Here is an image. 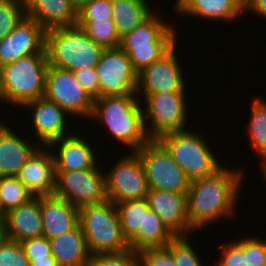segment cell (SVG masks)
Instances as JSON below:
<instances>
[{"label": "cell", "mask_w": 266, "mask_h": 266, "mask_svg": "<svg viewBox=\"0 0 266 266\" xmlns=\"http://www.w3.org/2000/svg\"><path fill=\"white\" fill-rule=\"evenodd\" d=\"M43 236L48 239L74 230L79 225V209L63 198L40 196Z\"/></svg>", "instance_id": "cell-21"}, {"label": "cell", "mask_w": 266, "mask_h": 266, "mask_svg": "<svg viewBox=\"0 0 266 266\" xmlns=\"http://www.w3.org/2000/svg\"><path fill=\"white\" fill-rule=\"evenodd\" d=\"M176 44L159 60L147 66L137 75L136 94L186 92V80L176 55Z\"/></svg>", "instance_id": "cell-14"}, {"label": "cell", "mask_w": 266, "mask_h": 266, "mask_svg": "<svg viewBox=\"0 0 266 266\" xmlns=\"http://www.w3.org/2000/svg\"><path fill=\"white\" fill-rule=\"evenodd\" d=\"M221 247L223 250L215 266H246L245 238L226 242Z\"/></svg>", "instance_id": "cell-35"}, {"label": "cell", "mask_w": 266, "mask_h": 266, "mask_svg": "<svg viewBox=\"0 0 266 266\" xmlns=\"http://www.w3.org/2000/svg\"><path fill=\"white\" fill-rule=\"evenodd\" d=\"M262 168H261V170H262V172L261 173H263L262 175V178H264V180H266V161L265 162H263V163H261V165H260ZM266 182V181H265Z\"/></svg>", "instance_id": "cell-46"}, {"label": "cell", "mask_w": 266, "mask_h": 266, "mask_svg": "<svg viewBox=\"0 0 266 266\" xmlns=\"http://www.w3.org/2000/svg\"><path fill=\"white\" fill-rule=\"evenodd\" d=\"M80 85L94 98H99V81L94 67L73 71Z\"/></svg>", "instance_id": "cell-41"}, {"label": "cell", "mask_w": 266, "mask_h": 266, "mask_svg": "<svg viewBox=\"0 0 266 266\" xmlns=\"http://www.w3.org/2000/svg\"><path fill=\"white\" fill-rule=\"evenodd\" d=\"M250 111L248 140L263 163L266 161V100L256 96L251 103Z\"/></svg>", "instance_id": "cell-29"}, {"label": "cell", "mask_w": 266, "mask_h": 266, "mask_svg": "<svg viewBox=\"0 0 266 266\" xmlns=\"http://www.w3.org/2000/svg\"><path fill=\"white\" fill-rule=\"evenodd\" d=\"M202 137L188 129L158 139L190 181L211 176L223 167Z\"/></svg>", "instance_id": "cell-7"}, {"label": "cell", "mask_w": 266, "mask_h": 266, "mask_svg": "<svg viewBox=\"0 0 266 266\" xmlns=\"http://www.w3.org/2000/svg\"><path fill=\"white\" fill-rule=\"evenodd\" d=\"M123 236L129 242L138 232H144L145 213L150 210L147 199L128 200L116 204Z\"/></svg>", "instance_id": "cell-28"}, {"label": "cell", "mask_w": 266, "mask_h": 266, "mask_svg": "<svg viewBox=\"0 0 266 266\" xmlns=\"http://www.w3.org/2000/svg\"><path fill=\"white\" fill-rule=\"evenodd\" d=\"M154 12L147 20L121 37L120 48L127 53L134 71L138 74L159 60L178 39L174 26L160 19Z\"/></svg>", "instance_id": "cell-6"}, {"label": "cell", "mask_w": 266, "mask_h": 266, "mask_svg": "<svg viewBox=\"0 0 266 266\" xmlns=\"http://www.w3.org/2000/svg\"><path fill=\"white\" fill-rule=\"evenodd\" d=\"M6 240V233L3 224L0 226V246Z\"/></svg>", "instance_id": "cell-45"}, {"label": "cell", "mask_w": 266, "mask_h": 266, "mask_svg": "<svg viewBox=\"0 0 266 266\" xmlns=\"http://www.w3.org/2000/svg\"><path fill=\"white\" fill-rule=\"evenodd\" d=\"M79 225L90 255L117 254L130 249L117 207L110 200L79 208Z\"/></svg>", "instance_id": "cell-4"}, {"label": "cell", "mask_w": 266, "mask_h": 266, "mask_svg": "<svg viewBox=\"0 0 266 266\" xmlns=\"http://www.w3.org/2000/svg\"><path fill=\"white\" fill-rule=\"evenodd\" d=\"M246 266H266V240L245 238Z\"/></svg>", "instance_id": "cell-39"}, {"label": "cell", "mask_w": 266, "mask_h": 266, "mask_svg": "<svg viewBox=\"0 0 266 266\" xmlns=\"http://www.w3.org/2000/svg\"><path fill=\"white\" fill-rule=\"evenodd\" d=\"M76 25L82 28L88 37L104 49H113L120 46L121 38L116 31L113 19L77 21Z\"/></svg>", "instance_id": "cell-30"}, {"label": "cell", "mask_w": 266, "mask_h": 266, "mask_svg": "<svg viewBox=\"0 0 266 266\" xmlns=\"http://www.w3.org/2000/svg\"><path fill=\"white\" fill-rule=\"evenodd\" d=\"M45 33L46 30L37 21L25 16L0 40V66L13 63L22 57L46 54Z\"/></svg>", "instance_id": "cell-15"}, {"label": "cell", "mask_w": 266, "mask_h": 266, "mask_svg": "<svg viewBox=\"0 0 266 266\" xmlns=\"http://www.w3.org/2000/svg\"><path fill=\"white\" fill-rule=\"evenodd\" d=\"M39 147L26 142L0 119V177L15 176Z\"/></svg>", "instance_id": "cell-23"}, {"label": "cell", "mask_w": 266, "mask_h": 266, "mask_svg": "<svg viewBox=\"0 0 266 266\" xmlns=\"http://www.w3.org/2000/svg\"><path fill=\"white\" fill-rule=\"evenodd\" d=\"M70 1L71 4L74 6V8L78 11L91 0H70Z\"/></svg>", "instance_id": "cell-44"}, {"label": "cell", "mask_w": 266, "mask_h": 266, "mask_svg": "<svg viewBox=\"0 0 266 266\" xmlns=\"http://www.w3.org/2000/svg\"><path fill=\"white\" fill-rule=\"evenodd\" d=\"M24 0H0V40L25 17Z\"/></svg>", "instance_id": "cell-32"}, {"label": "cell", "mask_w": 266, "mask_h": 266, "mask_svg": "<svg viewBox=\"0 0 266 266\" xmlns=\"http://www.w3.org/2000/svg\"><path fill=\"white\" fill-rule=\"evenodd\" d=\"M20 244L29 261L52 256L49 239L45 236L27 239L20 242Z\"/></svg>", "instance_id": "cell-40"}, {"label": "cell", "mask_w": 266, "mask_h": 266, "mask_svg": "<svg viewBox=\"0 0 266 266\" xmlns=\"http://www.w3.org/2000/svg\"><path fill=\"white\" fill-rule=\"evenodd\" d=\"M140 266H176L171 256L170 243L164 247H150L138 252Z\"/></svg>", "instance_id": "cell-38"}, {"label": "cell", "mask_w": 266, "mask_h": 266, "mask_svg": "<svg viewBox=\"0 0 266 266\" xmlns=\"http://www.w3.org/2000/svg\"><path fill=\"white\" fill-rule=\"evenodd\" d=\"M149 207L163 225L176 237L194 231L187 215V193H175L149 188L146 197Z\"/></svg>", "instance_id": "cell-17"}, {"label": "cell", "mask_w": 266, "mask_h": 266, "mask_svg": "<svg viewBox=\"0 0 266 266\" xmlns=\"http://www.w3.org/2000/svg\"><path fill=\"white\" fill-rule=\"evenodd\" d=\"M34 197L15 176L0 177V201L4 213L28 203Z\"/></svg>", "instance_id": "cell-31"}, {"label": "cell", "mask_w": 266, "mask_h": 266, "mask_svg": "<svg viewBox=\"0 0 266 266\" xmlns=\"http://www.w3.org/2000/svg\"><path fill=\"white\" fill-rule=\"evenodd\" d=\"M94 68L99 81V97L136 94L138 74L120 47L105 49Z\"/></svg>", "instance_id": "cell-13"}, {"label": "cell", "mask_w": 266, "mask_h": 266, "mask_svg": "<svg viewBox=\"0 0 266 266\" xmlns=\"http://www.w3.org/2000/svg\"><path fill=\"white\" fill-rule=\"evenodd\" d=\"M0 266H29L21 244L7 239L0 246Z\"/></svg>", "instance_id": "cell-36"}, {"label": "cell", "mask_w": 266, "mask_h": 266, "mask_svg": "<svg viewBox=\"0 0 266 266\" xmlns=\"http://www.w3.org/2000/svg\"><path fill=\"white\" fill-rule=\"evenodd\" d=\"M105 174L106 196L115 205L128 200H141L149 190L145 171L138 154L123 155Z\"/></svg>", "instance_id": "cell-12"}, {"label": "cell", "mask_w": 266, "mask_h": 266, "mask_svg": "<svg viewBox=\"0 0 266 266\" xmlns=\"http://www.w3.org/2000/svg\"><path fill=\"white\" fill-rule=\"evenodd\" d=\"M185 95V92L142 95L144 97V102H141L144 127L150 140H158L170 132L188 130L186 120L189 114ZM149 119L150 123L147 127Z\"/></svg>", "instance_id": "cell-8"}, {"label": "cell", "mask_w": 266, "mask_h": 266, "mask_svg": "<svg viewBox=\"0 0 266 266\" xmlns=\"http://www.w3.org/2000/svg\"><path fill=\"white\" fill-rule=\"evenodd\" d=\"M88 266H140L138 252L131 249L117 254L91 255Z\"/></svg>", "instance_id": "cell-34"}, {"label": "cell", "mask_w": 266, "mask_h": 266, "mask_svg": "<svg viewBox=\"0 0 266 266\" xmlns=\"http://www.w3.org/2000/svg\"><path fill=\"white\" fill-rule=\"evenodd\" d=\"M174 237L160 217L150 209L145 213L144 232H138L128 243L131 250L139 252L150 247L167 246Z\"/></svg>", "instance_id": "cell-27"}, {"label": "cell", "mask_w": 266, "mask_h": 266, "mask_svg": "<svg viewBox=\"0 0 266 266\" xmlns=\"http://www.w3.org/2000/svg\"><path fill=\"white\" fill-rule=\"evenodd\" d=\"M44 97L56 103L69 116H84L90 119L94 98L80 85L73 71L48 65Z\"/></svg>", "instance_id": "cell-11"}, {"label": "cell", "mask_w": 266, "mask_h": 266, "mask_svg": "<svg viewBox=\"0 0 266 266\" xmlns=\"http://www.w3.org/2000/svg\"><path fill=\"white\" fill-rule=\"evenodd\" d=\"M5 213L2 210L1 201H0V217L3 219Z\"/></svg>", "instance_id": "cell-47"}, {"label": "cell", "mask_w": 266, "mask_h": 266, "mask_svg": "<svg viewBox=\"0 0 266 266\" xmlns=\"http://www.w3.org/2000/svg\"><path fill=\"white\" fill-rule=\"evenodd\" d=\"M112 19L111 0H91L78 10L77 21Z\"/></svg>", "instance_id": "cell-37"}, {"label": "cell", "mask_w": 266, "mask_h": 266, "mask_svg": "<svg viewBox=\"0 0 266 266\" xmlns=\"http://www.w3.org/2000/svg\"><path fill=\"white\" fill-rule=\"evenodd\" d=\"M100 169L96 166L85 170L56 171L53 195L65 199L78 209L105 201V175Z\"/></svg>", "instance_id": "cell-10"}, {"label": "cell", "mask_w": 266, "mask_h": 266, "mask_svg": "<svg viewBox=\"0 0 266 266\" xmlns=\"http://www.w3.org/2000/svg\"><path fill=\"white\" fill-rule=\"evenodd\" d=\"M247 11L266 19V0H244V12Z\"/></svg>", "instance_id": "cell-42"}, {"label": "cell", "mask_w": 266, "mask_h": 266, "mask_svg": "<svg viewBox=\"0 0 266 266\" xmlns=\"http://www.w3.org/2000/svg\"><path fill=\"white\" fill-rule=\"evenodd\" d=\"M6 238L22 242L43 236V221L40 210V196L28 203L9 210L3 217Z\"/></svg>", "instance_id": "cell-20"}, {"label": "cell", "mask_w": 266, "mask_h": 266, "mask_svg": "<svg viewBox=\"0 0 266 266\" xmlns=\"http://www.w3.org/2000/svg\"><path fill=\"white\" fill-rule=\"evenodd\" d=\"M49 242L58 266H88L91 255L80 225Z\"/></svg>", "instance_id": "cell-25"}, {"label": "cell", "mask_w": 266, "mask_h": 266, "mask_svg": "<svg viewBox=\"0 0 266 266\" xmlns=\"http://www.w3.org/2000/svg\"><path fill=\"white\" fill-rule=\"evenodd\" d=\"M135 152L142 162L149 188L187 193L191 181L158 140H149Z\"/></svg>", "instance_id": "cell-9"}, {"label": "cell", "mask_w": 266, "mask_h": 266, "mask_svg": "<svg viewBox=\"0 0 266 266\" xmlns=\"http://www.w3.org/2000/svg\"><path fill=\"white\" fill-rule=\"evenodd\" d=\"M47 54L19 58L1 67L0 101L22 107L44 97Z\"/></svg>", "instance_id": "cell-5"}, {"label": "cell", "mask_w": 266, "mask_h": 266, "mask_svg": "<svg viewBox=\"0 0 266 266\" xmlns=\"http://www.w3.org/2000/svg\"><path fill=\"white\" fill-rule=\"evenodd\" d=\"M25 15L37 21L46 31L74 26L78 11L70 0H24Z\"/></svg>", "instance_id": "cell-22"}, {"label": "cell", "mask_w": 266, "mask_h": 266, "mask_svg": "<svg viewBox=\"0 0 266 266\" xmlns=\"http://www.w3.org/2000/svg\"><path fill=\"white\" fill-rule=\"evenodd\" d=\"M243 176L242 171L223 166L211 176L190 182L187 215L194 232L234 215Z\"/></svg>", "instance_id": "cell-1"}, {"label": "cell", "mask_w": 266, "mask_h": 266, "mask_svg": "<svg viewBox=\"0 0 266 266\" xmlns=\"http://www.w3.org/2000/svg\"><path fill=\"white\" fill-rule=\"evenodd\" d=\"M50 150L40 146L15 175L35 197L53 195L55 191L56 171Z\"/></svg>", "instance_id": "cell-18"}, {"label": "cell", "mask_w": 266, "mask_h": 266, "mask_svg": "<svg viewBox=\"0 0 266 266\" xmlns=\"http://www.w3.org/2000/svg\"><path fill=\"white\" fill-rule=\"evenodd\" d=\"M104 50L77 25L50 29L45 33L48 64L62 70L95 67Z\"/></svg>", "instance_id": "cell-3"}, {"label": "cell", "mask_w": 266, "mask_h": 266, "mask_svg": "<svg viewBox=\"0 0 266 266\" xmlns=\"http://www.w3.org/2000/svg\"><path fill=\"white\" fill-rule=\"evenodd\" d=\"M48 148L53 151L55 171H77L95 168L98 164L93 147L78 133L62 137L51 143Z\"/></svg>", "instance_id": "cell-19"}, {"label": "cell", "mask_w": 266, "mask_h": 266, "mask_svg": "<svg viewBox=\"0 0 266 266\" xmlns=\"http://www.w3.org/2000/svg\"><path fill=\"white\" fill-rule=\"evenodd\" d=\"M177 14L209 20L236 21L244 14V0H175Z\"/></svg>", "instance_id": "cell-24"}, {"label": "cell", "mask_w": 266, "mask_h": 266, "mask_svg": "<svg viewBox=\"0 0 266 266\" xmlns=\"http://www.w3.org/2000/svg\"><path fill=\"white\" fill-rule=\"evenodd\" d=\"M3 219L0 217V226L2 225Z\"/></svg>", "instance_id": "cell-48"}, {"label": "cell", "mask_w": 266, "mask_h": 266, "mask_svg": "<svg viewBox=\"0 0 266 266\" xmlns=\"http://www.w3.org/2000/svg\"><path fill=\"white\" fill-rule=\"evenodd\" d=\"M29 266H58L53 256H47V258L35 259L29 261Z\"/></svg>", "instance_id": "cell-43"}, {"label": "cell", "mask_w": 266, "mask_h": 266, "mask_svg": "<svg viewBox=\"0 0 266 266\" xmlns=\"http://www.w3.org/2000/svg\"><path fill=\"white\" fill-rule=\"evenodd\" d=\"M186 236H176L170 241V252L176 266H202L200 257Z\"/></svg>", "instance_id": "cell-33"}, {"label": "cell", "mask_w": 266, "mask_h": 266, "mask_svg": "<svg viewBox=\"0 0 266 266\" xmlns=\"http://www.w3.org/2000/svg\"><path fill=\"white\" fill-rule=\"evenodd\" d=\"M149 0H111L112 19L121 38L131 32L155 11L150 8Z\"/></svg>", "instance_id": "cell-26"}, {"label": "cell", "mask_w": 266, "mask_h": 266, "mask_svg": "<svg viewBox=\"0 0 266 266\" xmlns=\"http://www.w3.org/2000/svg\"><path fill=\"white\" fill-rule=\"evenodd\" d=\"M141 101L137 94L96 98L90 119L104 124L119 144L128 145L131 152L137 151L150 140Z\"/></svg>", "instance_id": "cell-2"}, {"label": "cell", "mask_w": 266, "mask_h": 266, "mask_svg": "<svg viewBox=\"0 0 266 266\" xmlns=\"http://www.w3.org/2000/svg\"><path fill=\"white\" fill-rule=\"evenodd\" d=\"M22 107L32 110L31 117L38 146L48 147L54 141L72 134L66 129L68 120L65 117L69 114L45 97L29 101Z\"/></svg>", "instance_id": "cell-16"}, {"label": "cell", "mask_w": 266, "mask_h": 266, "mask_svg": "<svg viewBox=\"0 0 266 266\" xmlns=\"http://www.w3.org/2000/svg\"><path fill=\"white\" fill-rule=\"evenodd\" d=\"M0 82H1V66H0Z\"/></svg>", "instance_id": "cell-49"}]
</instances>
